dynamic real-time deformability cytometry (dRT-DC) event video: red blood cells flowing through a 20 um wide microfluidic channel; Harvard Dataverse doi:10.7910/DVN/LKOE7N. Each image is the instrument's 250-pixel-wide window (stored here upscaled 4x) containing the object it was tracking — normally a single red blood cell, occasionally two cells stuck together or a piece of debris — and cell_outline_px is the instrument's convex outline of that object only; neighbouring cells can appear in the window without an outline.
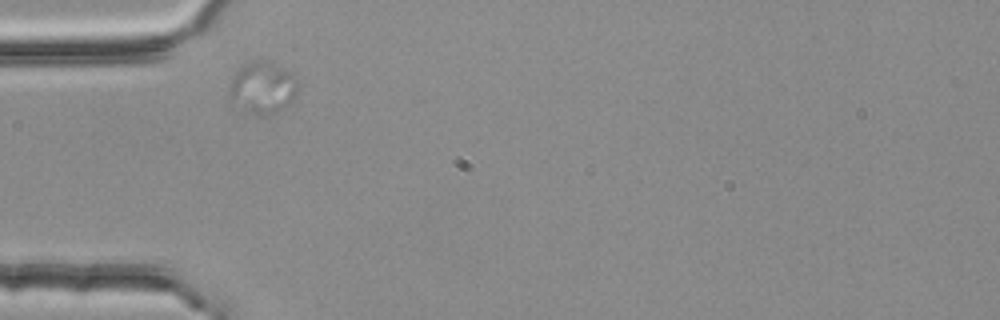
{"species": "common noctule bat (a hibernating species)", "species_latin": "Nyctalus noctula", "temperature_condition": "room temperature", "stored_images_in_passage": 1, "camera_frame_rate_fps": 3000, "um_per_image_px": 0.085, "animal": {"sex": "female", "body_mass_g": 25.1}, "frame": {"image": 1, "passage_image": 1, "time_ms": 0.0, "image_size_px": [1000, 320], "cell_outline_px": [[296, 96], [288, 104], [264, 116], [256, 116], [224, 104], [228, 88], [232, 76], [240, 68], [248, 64], [268, 64], [284, 68], [292, 72], [296, 80]], "centroid_in_image_um": [22.18, 7.57], "position_along_channel_um": 62.8, "area_um2": 20.75}}